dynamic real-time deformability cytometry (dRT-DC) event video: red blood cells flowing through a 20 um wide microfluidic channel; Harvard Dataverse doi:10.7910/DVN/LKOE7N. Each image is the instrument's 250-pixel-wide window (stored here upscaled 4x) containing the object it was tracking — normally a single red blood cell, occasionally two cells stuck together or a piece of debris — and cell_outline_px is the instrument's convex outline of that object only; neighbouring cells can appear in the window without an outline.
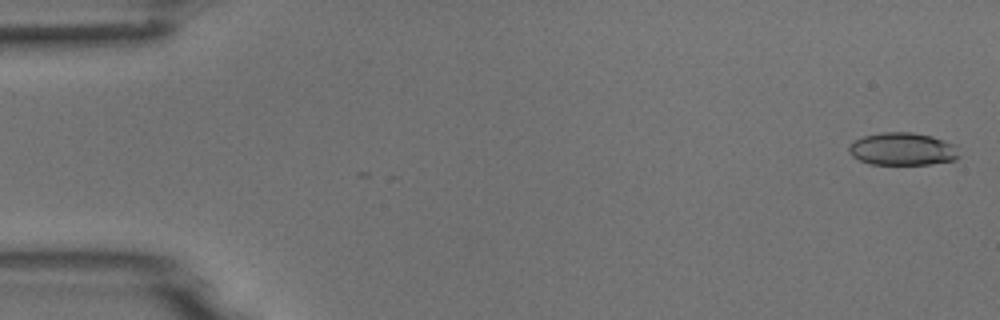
{"species": "common noctule bat (a hibernating species)", "species_latin": "Nyctalus noctula", "temperature_condition": "room temperature", "stored_images_in_passage": 51, "camera_frame_rate_fps": 3000, "um_per_image_px": 0.085, "animal": {"sex": "male", "body_mass_g": 18.8}, "frame": {"image": 1, "passage_image": 2, "time_ms": 0.333, "image_size_px": [1000, 320], "cell_outline_px": [[960, 156], [956, 160], [932, 164], [872, 164], [860, 160], [852, 156], [848, 152], [848, 148], [856, 140], [864, 136], [880, 132], [912, 132], [932, 136], [956, 144]], "centroid_in_image_um": [76.77, 12.66], "position_along_channel_um": 8.2, "area_um2": 21.1}}
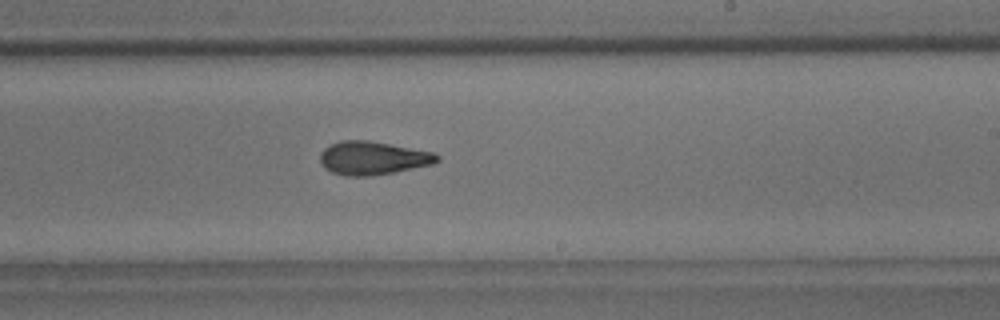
{"frame": {"image": 2, "passage_image": 31, "time_ms": 10.0, "image_size_px": [1000, 320], "cell_outline_px": [[440, 160], [432, 164], [396, 172], [372, 176], [344, 176], [332, 172], [324, 168], [320, 164], [320, 152], [324, 148], [340, 140], [368, 140], [436, 152], [440, 156]], "centroid_in_image_um": [31.69, 13.44], "position_along_channel_um": 257.3, "area_um2": 23.06}}
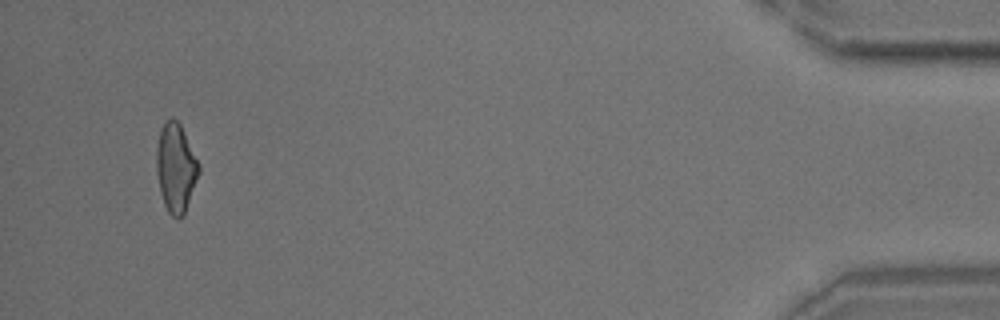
{"frame": {"image": 3, "passage_image": 49, "time_ms": 16.0, "image_size_px": [1000, 320], "cell_outline_px": [[200, 172], [184, 216], [180, 220], [176, 220], [168, 212], [164, 204], [160, 192], [156, 168], [156, 148], [160, 132], [164, 124], [172, 116], [180, 124], [200, 164]], "centroid_in_image_um": [14.96, 14.32], "position_along_channel_um": 420.2, "area_um2": 22.08}}